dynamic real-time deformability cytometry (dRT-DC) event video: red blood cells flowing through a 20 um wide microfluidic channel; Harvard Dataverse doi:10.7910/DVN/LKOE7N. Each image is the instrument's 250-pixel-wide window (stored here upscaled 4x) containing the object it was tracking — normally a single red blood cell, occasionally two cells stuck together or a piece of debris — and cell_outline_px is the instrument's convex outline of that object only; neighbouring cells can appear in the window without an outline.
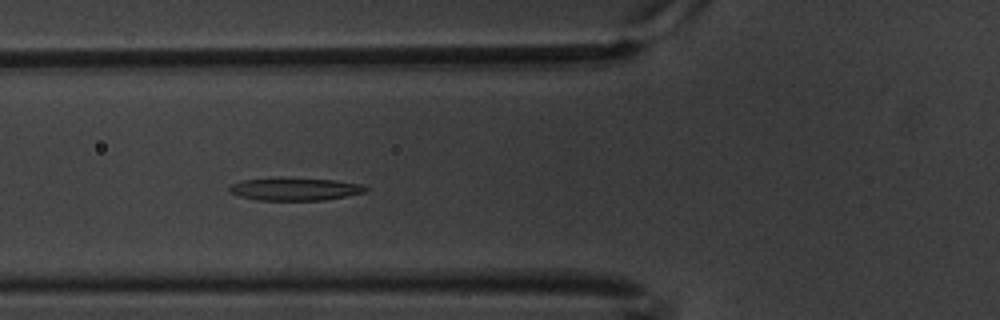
{"species": "common noctule bat (a hibernating species)", "species_latin": "Nyctalus noctula", "temperature_condition": "warm", "stored_images_in_passage": 5, "camera_frame_rate_fps": 3000, "um_per_image_px": 0.085, "animal": {"sex": "male", "body_mass_g": 20.1, "forearm_length_mm": 53.5}, "frame": {"image": 1, "passage_image": 3, "time_ms": 0.667, "image_size_px": [1000, 320], "cell_outline_px": [[368, 188], [364, 192], [324, 200], [256, 200], [240, 196], [228, 192], [228, 188], [232, 184], [244, 180], [276, 176], [280, 176], [336, 180], [360, 184]], "centroid_in_image_um": [25.0, 16.04], "position_along_channel_um": 100.8, "area_um2": 18.38}}
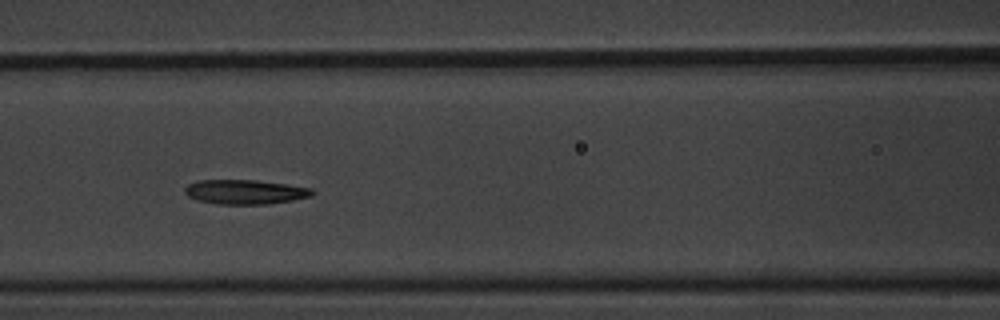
{"frame": {"image": 2, "passage_image": 4, "time_ms": 1.0, "image_size_px": [1000, 320], "cell_outline_px": [[316, 192], [312, 196], [292, 200], [268, 204], [216, 204], [196, 200], [188, 196], [184, 192], [184, 188], [188, 184], [196, 180], [256, 180], [288, 184], [312, 188]], "centroid_in_image_um": [20.83, 16.31], "position_along_channel_um": 145.8, "area_um2": 18.38}}
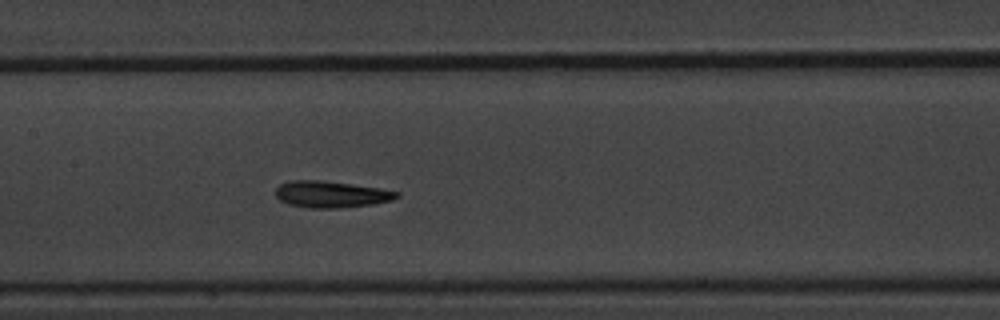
{"frame": {"image": 3, "passage_image": 5, "time_ms": 1.333, "image_size_px": [1000, 320], "cell_outline_px": [[400, 196], [392, 200], [372, 204], [340, 208], [312, 208], [288, 204], [280, 200], [276, 196], [276, 188], [280, 184], [292, 180], [320, 180], [352, 184], [380, 188], [400, 192]], "centroid_in_image_um": [28.16, 16.51], "position_along_channel_um": 179.2, "area_um2": 18.73}}